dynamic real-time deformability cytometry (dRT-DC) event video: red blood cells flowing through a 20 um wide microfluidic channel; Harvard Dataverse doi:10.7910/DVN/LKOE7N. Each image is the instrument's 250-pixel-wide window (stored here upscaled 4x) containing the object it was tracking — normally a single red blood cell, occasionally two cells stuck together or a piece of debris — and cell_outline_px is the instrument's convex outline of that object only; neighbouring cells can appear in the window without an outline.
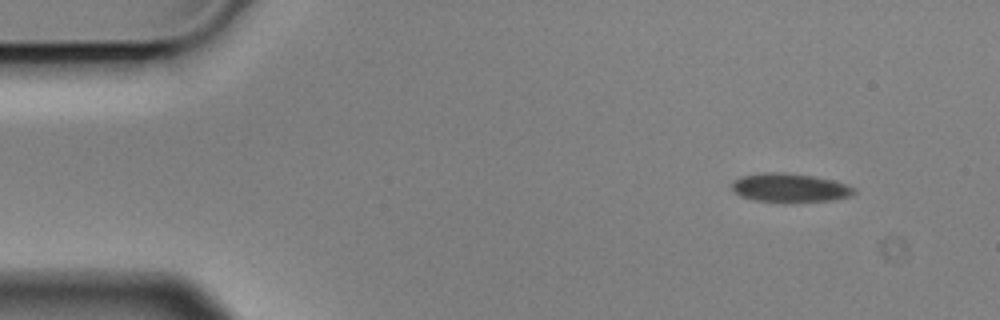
{"species": "Egyptian fruit bat (a non-hibernating species)", "species_latin": "Rousettus aegyptiacus", "temperature_condition": "cold", "stored_images_in_passage": 4, "camera_frame_rate_fps": 3000, "um_per_image_px": 0.085, "animal": {"sex": "male"}, "frame": {"image": 1, "passage_image": 1, "time_ms": 0.0, "image_size_px": [1000, 320], "cell_outline_px": [[856, 192], [852, 196], [832, 200], [756, 200], [740, 196], [732, 188], [732, 180], [740, 176], [764, 172], [784, 172], [812, 176], [832, 180], [848, 184], [856, 188]], "centroid_in_image_um": [67.15, 15.92], "position_along_channel_um": 17.9, "area_um2": 20.0}}
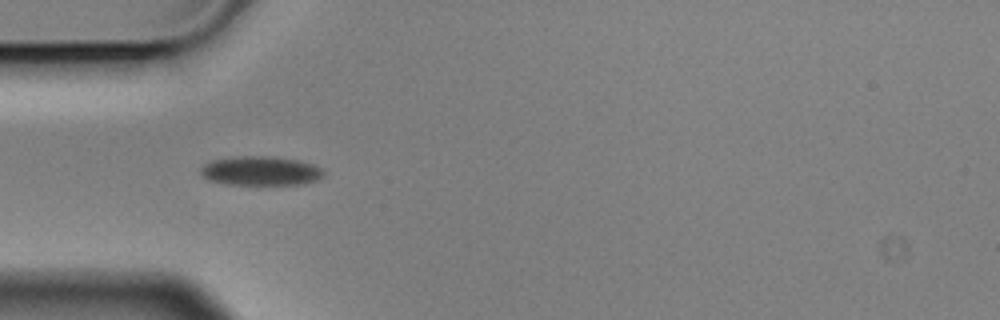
{"frame": {"image": 2, "passage_image": 4, "time_ms": 1.0, "image_size_px": [1000, 320], "cell_outline_px": [[324, 176], [316, 180], [304, 184], [224, 184], [208, 180], [200, 172], [200, 168], [204, 164], [212, 160], [240, 156], [264, 156], [296, 160], [312, 164], [320, 168], [324, 172]], "centroid_in_image_um": [22.13, 14.53], "position_along_channel_um": 62.9, "area_um2": 20.69}}